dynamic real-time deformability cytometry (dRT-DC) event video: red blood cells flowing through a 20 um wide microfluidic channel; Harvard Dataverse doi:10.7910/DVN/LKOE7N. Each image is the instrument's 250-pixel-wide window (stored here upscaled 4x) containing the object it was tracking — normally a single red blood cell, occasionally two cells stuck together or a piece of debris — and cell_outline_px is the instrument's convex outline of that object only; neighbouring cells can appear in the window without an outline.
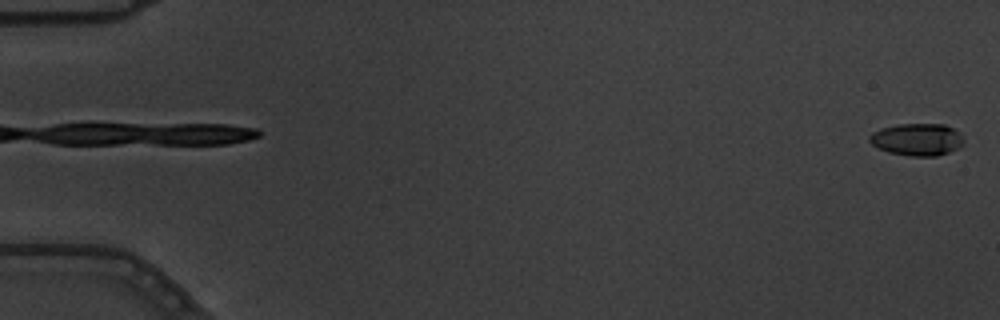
{"species": "common noctule bat (a hibernating species)", "species_latin": "Nyctalus noctula", "temperature_condition": "warm", "stored_images_in_passage": 5, "camera_frame_rate_fps": 3000, "um_per_image_px": 0.085, "animal": {"sex": "male", "body_mass_g": 19.5, "forearm_length_mm": 54.6}, "frame": {"image": 1, "passage_image": 5, "time_ms": 1.333, "image_size_px": [1000, 320], "cell_outline_px": [[964, 144], [948, 152], [936, 156], [908, 156], [888, 152], [872, 144], [868, 140], [868, 136], [872, 132], [880, 128], [896, 124], [944, 124], [952, 128], [964, 140]], "centroid_in_image_um": [77.91, 11.85], "position_along_channel_um": 7.1, "area_um2": 17.63}}